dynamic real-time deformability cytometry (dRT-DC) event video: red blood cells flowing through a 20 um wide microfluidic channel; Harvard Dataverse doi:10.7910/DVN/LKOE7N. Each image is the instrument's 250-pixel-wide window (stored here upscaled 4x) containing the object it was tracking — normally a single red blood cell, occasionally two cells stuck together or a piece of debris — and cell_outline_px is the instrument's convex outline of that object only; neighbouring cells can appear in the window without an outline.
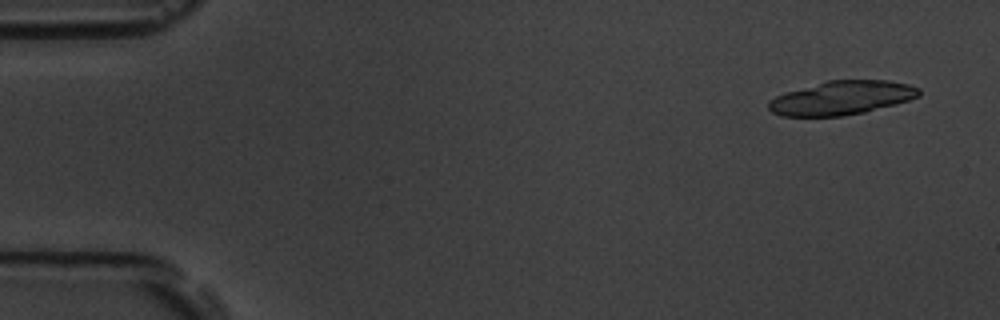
{"species": "common noctule bat (a hibernating species)", "species_latin": "Nyctalus noctula", "temperature_condition": "room temperature", "stored_images_in_passage": 6, "camera_frame_rate_fps": 3000, "um_per_image_px": 0.085, "animal": {"sex": "male", "body_mass_g": 19.5, "forearm_length_mm": 54.6}, "frame": {"image": 1, "passage_image": 1, "time_ms": 0.0, "image_size_px": [1000, 320], "cell_outline_px": [[920, 96], [896, 104], [864, 112], [844, 116], [780, 116], [772, 112], [768, 108], [768, 100], [784, 92], [828, 80], [888, 80], [908, 84], [920, 88]], "centroid_in_image_um": [71.53, 8.32], "position_along_channel_um": 13.5, "area_um2": 29.77}}